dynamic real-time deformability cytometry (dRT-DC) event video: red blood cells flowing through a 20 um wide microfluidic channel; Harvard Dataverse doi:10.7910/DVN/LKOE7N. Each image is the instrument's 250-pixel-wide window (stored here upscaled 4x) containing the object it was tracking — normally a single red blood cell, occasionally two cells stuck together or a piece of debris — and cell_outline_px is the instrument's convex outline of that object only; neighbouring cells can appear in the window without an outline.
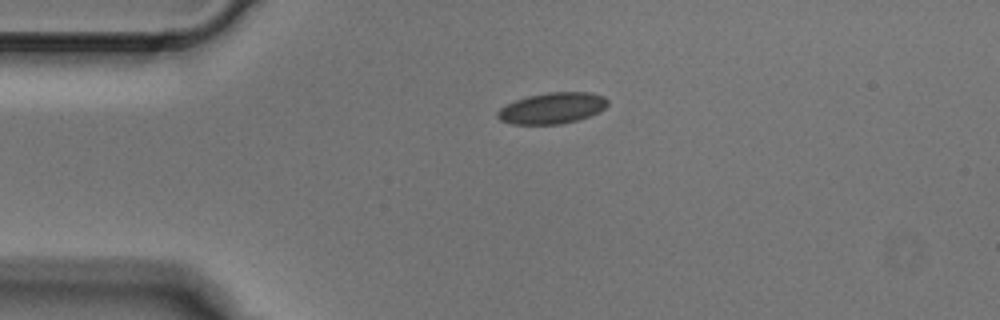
{"species": "Egyptian fruit bat (a non-hibernating species)", "species_latin": "Rousettus aegyptiacus", "temperature_condition": "cold", "stored_images_in_passage": 4, "camera_frame_rate_fps": 3000, "um_per_image_px": 0.085, "animal": {"sex": "male"}, "frame": {"image": 1, "passage_image": 4, "time_ms": 1.0, "image_size_px": [1000, 320], "cell_outline_px": [[608, 104], [604, 108], [588, 116], [576, 120], [560, 124], [512, 124], [500, 120], [496, 116], [496, 112], [500, 108], [516, 100], [528, 96], [548, 92], [588, 92], [604, 96], [608, 100]], "centroid_in_image_um": [46.91, 9.19], "position_along_channel_um": 38.1, "area_um2": 19.77}}